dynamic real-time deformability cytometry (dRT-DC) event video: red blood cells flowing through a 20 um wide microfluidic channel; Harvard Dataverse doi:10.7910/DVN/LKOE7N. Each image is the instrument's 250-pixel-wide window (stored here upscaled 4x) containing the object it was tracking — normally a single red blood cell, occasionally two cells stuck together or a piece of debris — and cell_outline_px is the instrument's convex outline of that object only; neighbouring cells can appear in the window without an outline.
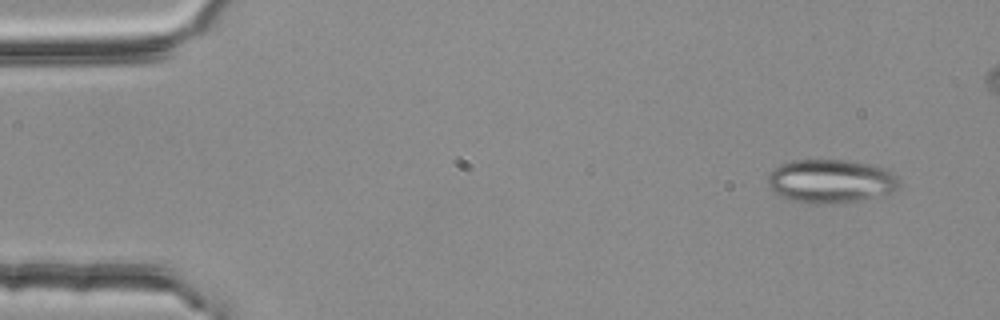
{"species": "common noctule bat (a hibernating species)", "species_latin": "Nyctalus noctula", "temperature_condition": "room temperature", "stored_images_in_passage": 3, "camera_frame_rate_fps": 3000, "um_per_image_px": 0.085, "animal": {"sex": "female", "body_mass_g": 25.1}, "frame": {"image": 1, "passage_image": 3, "time_ms": 0.667, "image_size_px": [1000, 320], "cell_outline_px": [[900, 184], [896, 192], [860, 200], [824, 204], [812, 204], [788, 200], [780, 196], [768, 184], [768, 172], [780, 164], [792, 160], [848, 160], [872, 164], [884, 168], [896, 176], [900, 180]], "centroid_in_image_um": [70.62, 15.4], "position_along_channel_um": 14.4, "area_um2": 33.7}}